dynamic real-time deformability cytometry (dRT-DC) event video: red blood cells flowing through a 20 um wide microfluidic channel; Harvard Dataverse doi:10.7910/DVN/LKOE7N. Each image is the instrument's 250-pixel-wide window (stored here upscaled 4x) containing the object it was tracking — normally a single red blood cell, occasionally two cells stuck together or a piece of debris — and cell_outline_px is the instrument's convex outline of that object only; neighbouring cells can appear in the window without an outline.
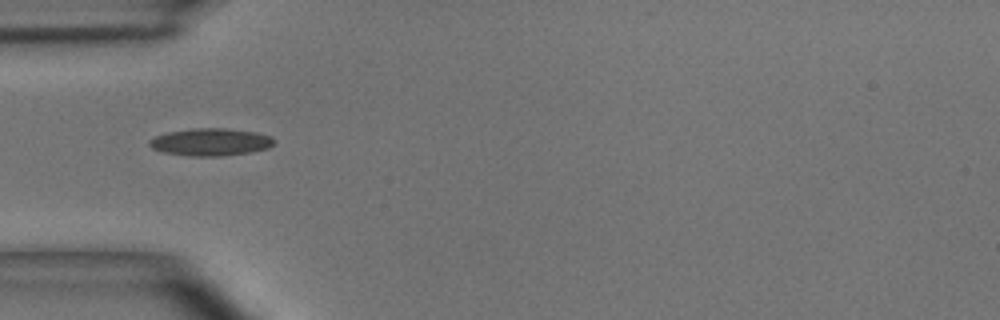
{"species": "common noctule bat (a hibernating species)", "species_latin": "Nyctalus noctula", "temperature_condition": "room temperature", "stored_images_in_passage": 1, "camera_frame_rate_fps": 3000, "um_per_image_px": 0.085, "animal": {"sex": "male", "body_mass_g": 15.6}, "frame": {"image": 1, "passage_image": 1, "time_ms": 0.0, "image_size_px": [1000, 320], "cell_outline_px": [[276, 140], [268, 148], [252, 152], [220, 156], [188, 156], [164, 152], [152, 148], [148, 144], [148, 140], [156, 136], [168, 132], [192, 128], [224, 128], [256, 132], [272, 136]], "centroid_in_image_um": [17.91, 12.07], "position_along_channel_um": 67.1, "area_um2": 20.0}}